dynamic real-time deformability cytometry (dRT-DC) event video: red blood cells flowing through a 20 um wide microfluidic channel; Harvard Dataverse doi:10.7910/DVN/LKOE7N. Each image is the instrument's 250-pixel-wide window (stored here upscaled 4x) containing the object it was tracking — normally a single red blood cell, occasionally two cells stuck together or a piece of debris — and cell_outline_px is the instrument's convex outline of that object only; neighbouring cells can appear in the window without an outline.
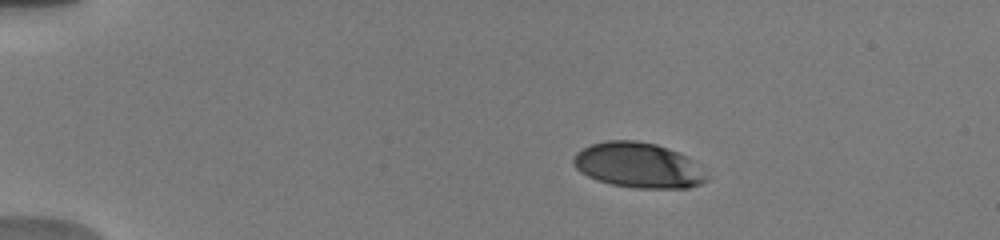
{"species": "human", "species_latin": "Homo sapiens", "temperature_condition": "warm", "stored_images_in_passage": 36, "camera_frame_rate_fps": 3000, "um_per_image_px": 0.085, "donor": {"sex": "male"}, "frame": {"image": 1, "passage_image": 3, "time_ms": 1.333, "image_size_px": [1000, 240], "cell_outline_px": [[708, 180], [700, 184], [688, 188], [632, 188], [612, 184], [596, 180], [580, 172], [572, 164], [572, 160], [576, 152], [592, 144], [604, 140], [636, 140], [656, 144], [668, 148], [692, 160], [708, 176]], "centroid_in_image_um": [54.22, 14.05], "position_along_channel_um": 30.8, "area_um2": 35.08}}
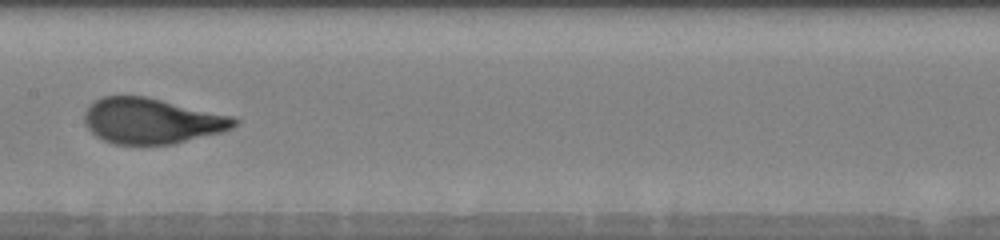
{"frame": {"image": 2, "passage_image": 14, "time_ms": 7.667, "image_size_px": [1000, 240], "cell_outline_px": [[240, 120], [232, 128], [224, 132], [172, 144], [116, 144], [104, 140], [96, 136], [88, 128], [84, 120], [84, 112], [96, 100], [104, 96], [144, 96], [236, 116]], "centroid_in_image_um": [12.96, 10.28], "position_along_channel_um": 194.4, "area_um2": 39.82}}
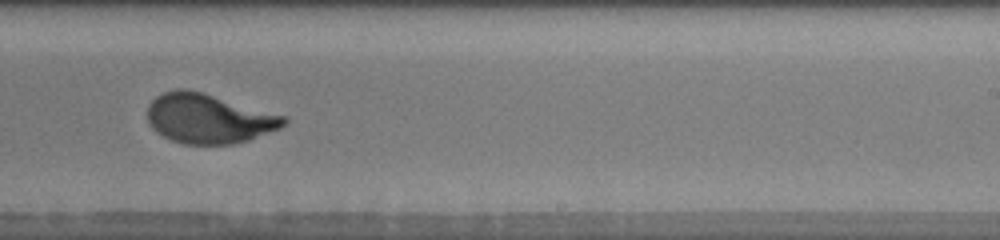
{"frame": {"image": 3, "passage_image": 18, "time_ms": 9.667, "image_size_px": [1000, 240], "cell_outline_px": [[288, 120], [280, 128], [248, 140], [232, 144], [184, 144], [172, 140], [156, 132], [152, 128], [148, 120], [148, 104], [156, 96], [164, 92], [176, 88], [188, 88], [204, 92], [288, 116]], "centroid_in_image_um": [17.75, 10.05], "position_along_channel_um": 271.3, "area_um2": 39.71}, "authors_computed_cell_mechanics": {"area_um2": 39.304, "velocity_mm_per_s": 3.847, "shape_relaxation_time_tau1_ms": 3.5361, "shape_relaxation_time_tau2_ms": null, "deformation_change_tau1": 0.1976, "deformation_change_tau2": null}}